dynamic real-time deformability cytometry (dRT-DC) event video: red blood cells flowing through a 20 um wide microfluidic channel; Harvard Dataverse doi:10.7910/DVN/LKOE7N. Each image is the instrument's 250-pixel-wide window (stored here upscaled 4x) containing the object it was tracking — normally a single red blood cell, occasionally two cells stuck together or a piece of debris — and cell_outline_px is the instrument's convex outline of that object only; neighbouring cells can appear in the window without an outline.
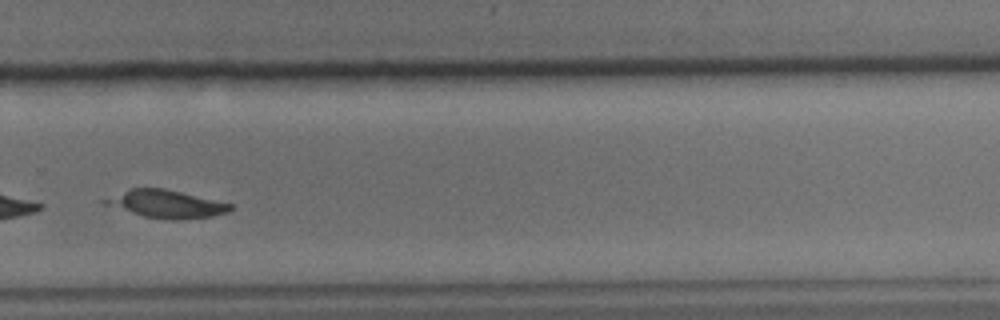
{"species": "common noctule bat (a hibernating species)", "species_latin": "Nyctalus noctula", "temperature_condition": "cold", "stored_images_in_passage": 54, "camera_frame_rate_fps": 3000, "um_per_image_px": 0.085, "animal": {"sex": "male", "body_mass_g": 15.6}, "frame": {"image": 1, "passage_image": 39, "time_ms": 12.667, "image_size_px": [1000, 320], "cell_outline_px": [[232, 208], [228, 212], [212, 216], [180, 220], [172, 220], [144, 216], [132, 212], [116, 204], [116, 200], [124, 192], [132, 188], [164, 188], [232, 204]], "centroid_in_image_um": [14.46, 17.36], "position_along_channel_um": 315.3, "area_um2": 18.55}}
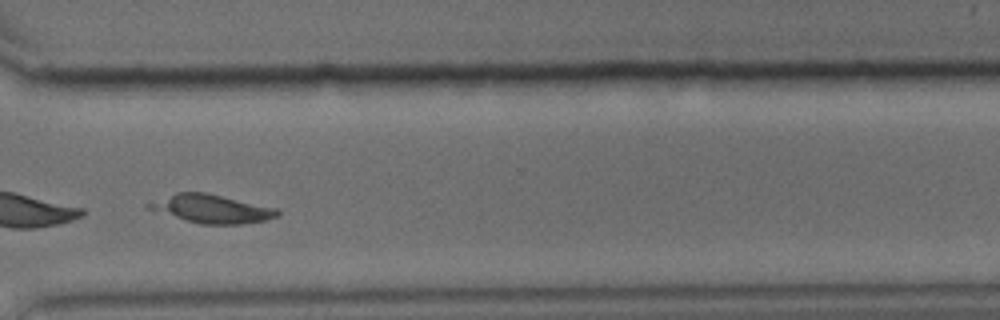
{"frame": {"image": 2, "passage_image": 42, "time_ms": 13.667, "image_size_px": [1000, 320], "cell_outline_px": [[280, 216], [268, 220], [244, 224], [200, 224], [144, 208], [144, 204], [176, 192], [204, 192], [276, 208], [280, 212]], "centroid_in_image_um": [17.98, 17.75], "position_along_channel_um": 352.6, "area_um2": 21.27}}